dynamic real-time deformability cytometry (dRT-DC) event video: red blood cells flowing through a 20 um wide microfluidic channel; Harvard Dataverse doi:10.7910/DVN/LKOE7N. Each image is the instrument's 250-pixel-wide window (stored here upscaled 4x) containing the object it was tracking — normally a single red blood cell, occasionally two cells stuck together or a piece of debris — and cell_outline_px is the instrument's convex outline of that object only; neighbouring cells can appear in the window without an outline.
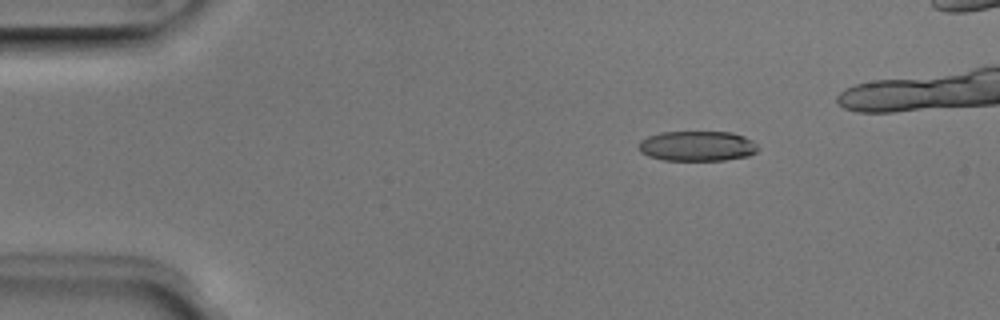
{"species": "Egyptian fruit bat (a non-hibernating species)", "species_latin": "Rousettus aegyptiacus", "temperature_condition": "room temperature", "stored_images_in_passage": 5, "camera_frame_rate_fps": 3000, "um_per_image_px": 0.085, "animal": {"sex": "male"}, "frame": {"image": 1, "passage_image": 2, "time_ms": 0.333, "image_size_px": [1000, 320], "cell_outline_px": [[760, 148], [756, 152], [748, 156], [724, 160], [664, 160], [648, 156], [640, 152], [640, 140], [648, 136], [660, 132], [732, 132], [744, 136], [752, 140]], "centroid_in_image_um": [59.28, 12.41], "position_along_channel_um": 25.7, "area_um2": 20.98}}